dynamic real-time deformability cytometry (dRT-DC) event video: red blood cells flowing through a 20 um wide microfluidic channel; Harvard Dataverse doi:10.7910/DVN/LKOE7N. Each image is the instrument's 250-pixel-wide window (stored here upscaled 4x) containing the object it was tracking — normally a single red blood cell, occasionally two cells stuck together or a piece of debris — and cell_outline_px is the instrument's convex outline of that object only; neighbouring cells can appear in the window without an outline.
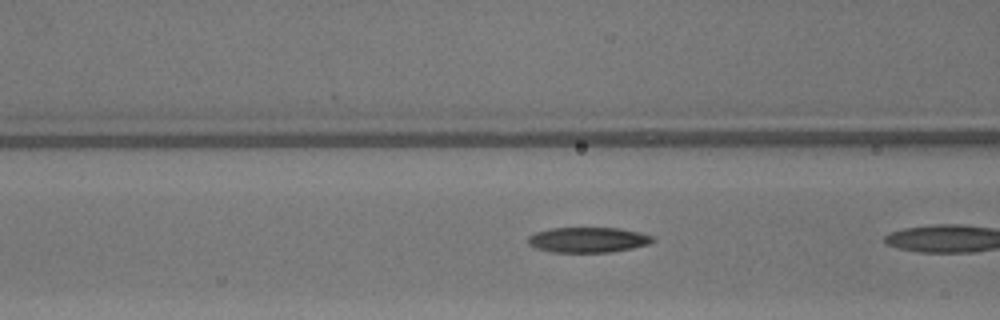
{"species": "common noctule bat (a hibernating species)", "species_latin": "Nyctalus noctula", "temperature_condition": "warm", "stored_images_in_passage": 25, "camera_frame_rate_fps": 3000, "um_per_image_px": 0.085, "animal": {"sex": "male", "body_mass_g": 13.3}, "frame": {"image": 1, "passage_image": 17, "time_ms": 5.333, "image_size_px": [1000, 320], "cell_outline_px": [[656, 240], [648, 244], [632, 248], [608, 252], [552, 252], [536, 248], [528, 244], [528, 236], [536, 232], [552, 228], [620, 228], [640, 232], [652, 236]], "centroid_in_image_um": [49.98, 20.38], "position_along_channel_um": 116.6, "area_um2": 18.32}}